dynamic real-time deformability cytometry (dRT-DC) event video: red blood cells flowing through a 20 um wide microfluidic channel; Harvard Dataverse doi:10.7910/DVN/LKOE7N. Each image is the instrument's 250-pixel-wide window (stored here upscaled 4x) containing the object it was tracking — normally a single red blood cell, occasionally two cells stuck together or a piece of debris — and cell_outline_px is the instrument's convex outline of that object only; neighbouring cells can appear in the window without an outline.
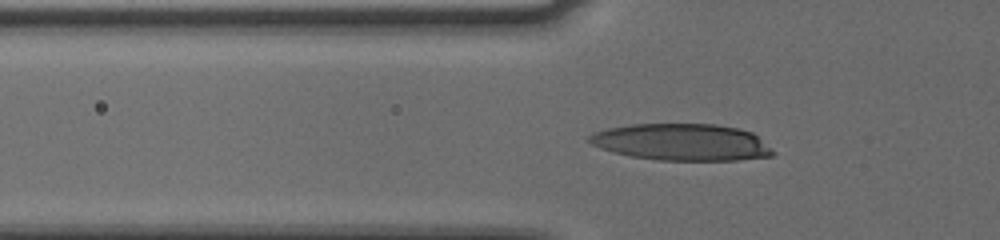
{"species": "human", "species_latin": "Homo sapiens", "temperature_condition": "cold", "stored_images_in_passage": 43, "camera_frame_rate_fps": 3000, "um_per_image_px": 0.085, "donor": {"sex": "male"}, "frame": {"image": 1, "passage_image": 8, "time_ms": 2.333, "image_size_px": [1000, 240], "cell_outline_px": [[776, 152], [772, 156], [736, 160], [660, 160], [632, 156], [612, 152], [600, 148], [592, 144], [588, 140], [588, 136], [596, 132], [608, 128], [632, 124], [716, 124], [736, 128], [752, 132]], "centroid_in_image_um": [57.96, 12.08], "position_along_channel_um": 67.8, "area_um2": 39.19}}
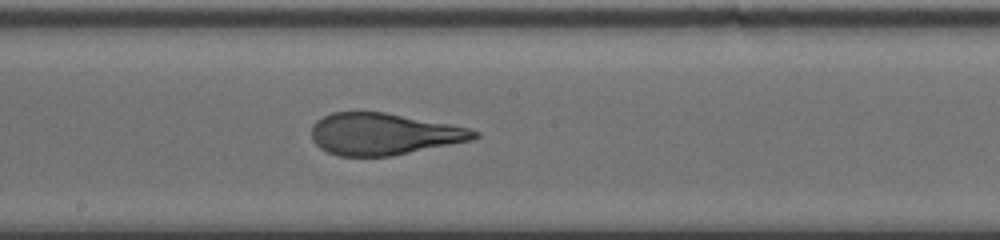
{"frame": {"image": 2, "passage_image": 20, "time_ms": 6.333, "image_size_px": [1000, 240], "cell_outline_px": [[480, 136], [472, 140], [392, 156], [340, 156], [328, 152], [320, 148], [312, 140], [312, 124], [316, 120], [332, 112], [384, 112], [448, 124], [468, 128], [480, 132]], "centroid_in_image_um": [32.59, 11.4], "position_along_channel_um": 215.6, "area_um2": 39.42}}
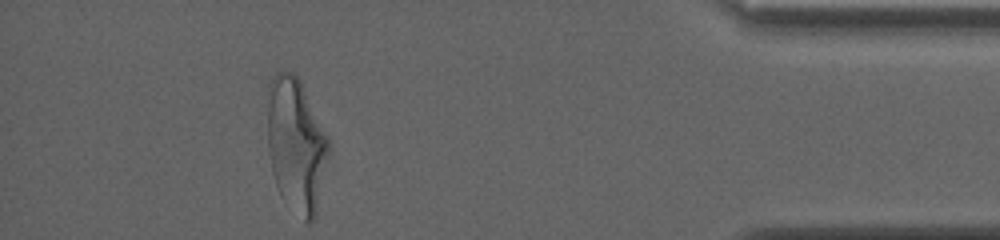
{"frame": {"image": 3, "passage_image": 39, "time_ms": 12.667, "image_size_px": [1000, 240], "cell_outline_px": [[328, 148], [316, 212], [312, 224], [308, 224], [284, 204], [280, 196], [272, 172], [268, 148], [268, 88], [272, 80], [280, 72], [292, 72], [296, 76], [328, 140]], "centroid_in_image_um": [25.12, 12.42], "position_along_channel_um": 410.1, "area_um2": 46.36}, "authors_computed_cell_mechanics": {"area_um2": 40.3444, "velocity_mm_per_s": 3.7756, "shape_relaxation_time_tau1_ms": 5.6405, "shape_relaxation_time_tau2_ms": 0.9539, "deformation_change_tau1": 0.2269, "deformation_change_tau2": 0.0801}}